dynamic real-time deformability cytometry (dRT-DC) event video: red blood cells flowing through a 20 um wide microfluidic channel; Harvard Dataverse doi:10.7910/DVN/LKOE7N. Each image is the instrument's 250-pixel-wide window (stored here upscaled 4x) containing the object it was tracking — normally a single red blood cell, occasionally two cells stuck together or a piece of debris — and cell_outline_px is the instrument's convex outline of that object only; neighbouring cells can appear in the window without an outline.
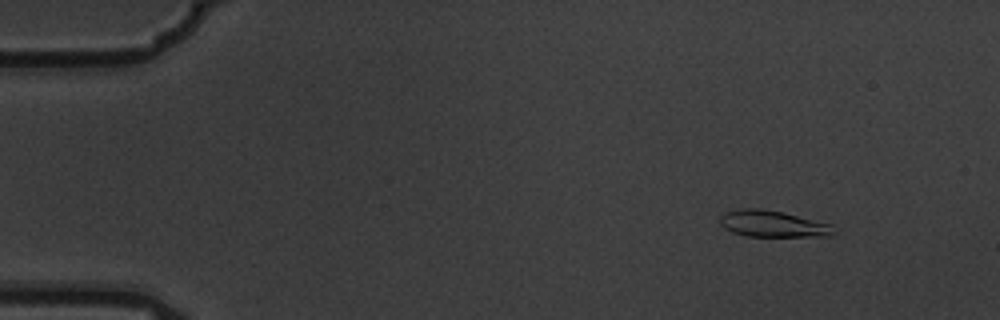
{"species": "common noctule bat (a hibernating species)", "species_latin": "Nyctalus noctula", "temperature_condition": "warm", "stored_images_in_passage": 5, "camera_frame_rate_fps": 3000, "um_per_image_px": 0.085, "animal": {"sex": "male", "body_mass_g": 19.5, "forearm_length_mm": 54.6}, "frame": {"image": 1, "passage_image": 2, "time_ms": 0.333, "image_size_px": [1000, 320], "cell_outline_px": [[836, 232], [832, 236], [748, 236], [732, 232], [724, 228], [720, 224], [720, 216], [724, 212], [740, 208], [760, 208], [784, 212], [832, 224]], "centroid_in_image_um": [65.69, 19.02], "position_along_channel_um": 19.3, "area_um2": 17.74}}